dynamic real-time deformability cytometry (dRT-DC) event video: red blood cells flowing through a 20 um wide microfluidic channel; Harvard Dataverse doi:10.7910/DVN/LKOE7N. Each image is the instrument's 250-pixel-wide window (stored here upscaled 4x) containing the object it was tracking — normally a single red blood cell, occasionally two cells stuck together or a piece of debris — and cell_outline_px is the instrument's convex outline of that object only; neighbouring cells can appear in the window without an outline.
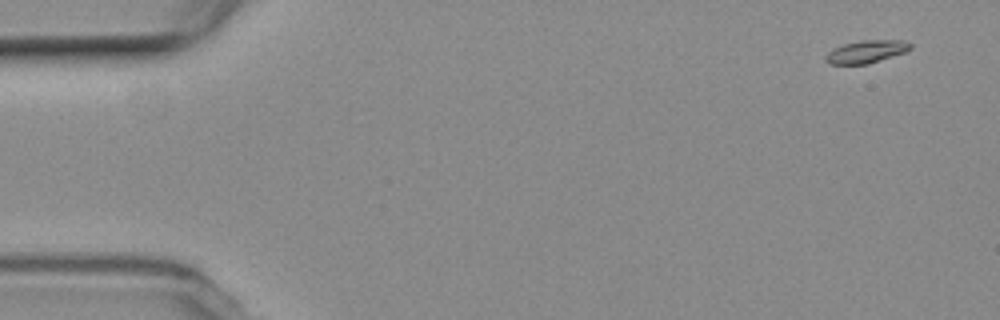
{"species": "common noctule bat (a hibernating species)", "species_latin": "Nyctalus noctula", "temperature_condition": "room temperature", "stored_images_in_passage": 5, "camera_frame_rate_fps": 3000, "um_per_image_px": 0.085, "animal": {"sex": "female", "body_mass_g": 19.3, "forearm_length_mm": 54.1}, "frame": {"image": 1, "passage_image": 1, "time_ms": 0.0, "image_size_px": [1000, 320], "cell_outline_px": [[912, 48], [904, 52], [868, 64], [828, 64], [824, 60], [824, 56], [832, 48], [844, 44], [860, 40], [908, 40], [912, 44]], "centroid_in_image_um": [73.62, 4.38], "position_along_channel_um": 11.4, "area_um2": 11.33}}
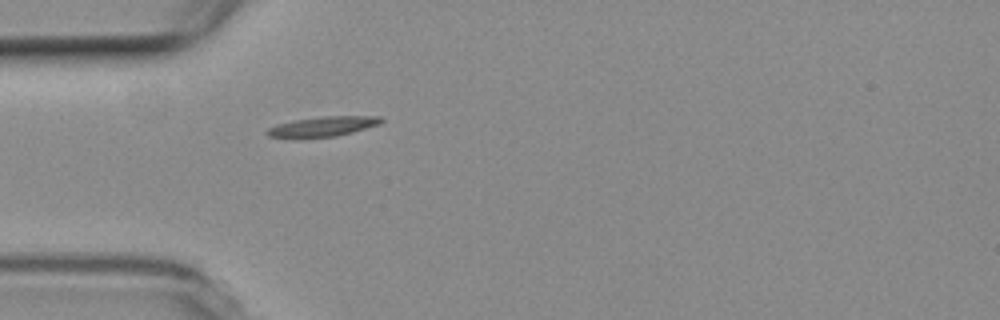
{"frame": {"image": 2, "passage_image": 5, "time_ms": 4.667, "image_size_px": [1000, 320], "cell_outline_px": [[384, 120], [380, 124], [352, 132], [336, 136], [268, 136], [264, 132], [268, 128], [276, 124], [296, 120], [324, 116], [380, 116]], "centroid_in_image_um": [27.5, 10.72], "position_along_channel_um": 57.5, "area_um2": 12.72}}